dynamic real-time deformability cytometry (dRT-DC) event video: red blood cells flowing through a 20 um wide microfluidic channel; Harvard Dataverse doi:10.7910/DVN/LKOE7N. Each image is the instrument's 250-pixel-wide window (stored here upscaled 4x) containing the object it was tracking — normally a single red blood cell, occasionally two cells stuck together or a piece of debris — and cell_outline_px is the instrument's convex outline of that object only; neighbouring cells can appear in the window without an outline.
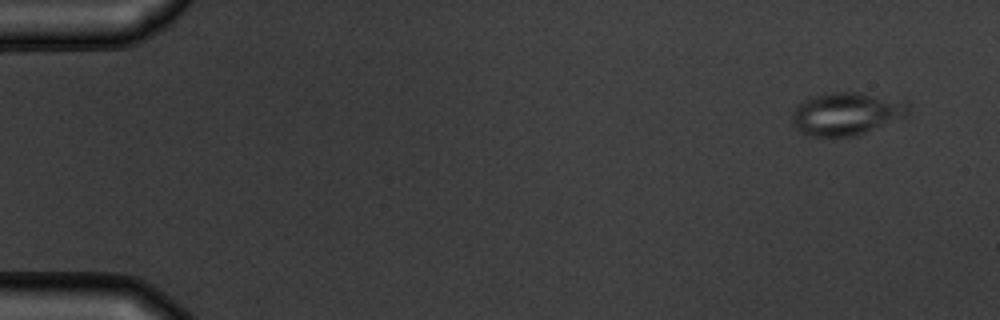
{"species": "common noctule bat (a hibernating species)", "species_latin": "Nyctalus noctula", "temperature_condition": "warm", "stored_images_in_passage": 3, "camera_frame_rate_fps": 3000, "um_per_image_px": 0.085, "animal": {"sex": "male", "body_mass_g": 19.5, "forearm_length_mm": 54.6}, "frame": {"image": 1, "passage_image": 3, "time_ms": 2.333, "image_size_px": [1000, 320], "cell_outline_px": [[912, 108], [908, 116], [900, 120], [856, 136], [808, 136], [800, 132], [792, 124], [792, 112], [808, 96], [832, 92], [860, 92], [908, 100]], "centroid_in_image_um": [72.03, 9.65], "position_along_channel_um": 13.0, "area_um2": 29.82}}